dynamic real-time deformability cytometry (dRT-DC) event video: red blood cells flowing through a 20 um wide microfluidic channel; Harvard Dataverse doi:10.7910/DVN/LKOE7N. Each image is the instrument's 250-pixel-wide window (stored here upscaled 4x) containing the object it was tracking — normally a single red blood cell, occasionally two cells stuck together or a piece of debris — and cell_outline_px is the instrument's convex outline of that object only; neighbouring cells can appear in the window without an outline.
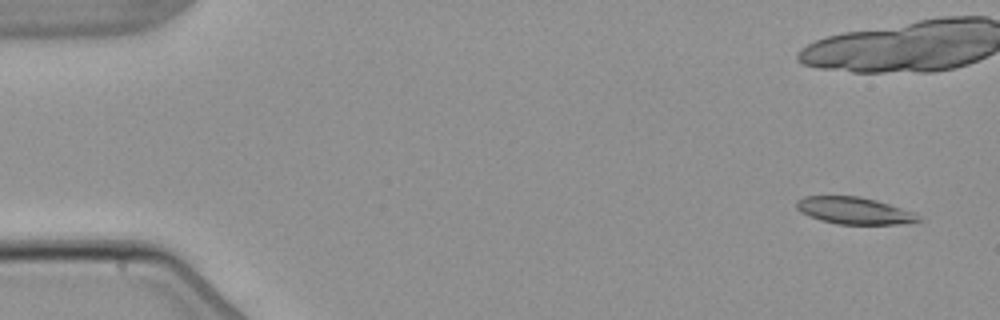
{"species": "common noctule bat (a hibernating species)", "species_latin": "Nyctalus noctula", "temperature_condition": "warm", "stored_images_in_passage": 4, "camera_frame_rate_fps": 3000, "um_per_image_px": 0.085, "animal": {"sex": "male", "body_mass_g": 21.5, "forearm_length_mm": 52.0}, "frame": {"image": 1, "passage_image": 1, "time_ms": 0.0, "image_size_px": [1000, 320], "cell_outline_px": [[924, 220], [896, 224], [836, 224], [820, 220], [808, 216], [800, 212], [796, 208], [796, 200], [804, 196], [860, 196], [876, 200], [912, 212], [920, 216]], "centroid_in_image_um": [72.55, 17.9], "position_along_channel_um": 12.4, "area_um2": 19.13}}